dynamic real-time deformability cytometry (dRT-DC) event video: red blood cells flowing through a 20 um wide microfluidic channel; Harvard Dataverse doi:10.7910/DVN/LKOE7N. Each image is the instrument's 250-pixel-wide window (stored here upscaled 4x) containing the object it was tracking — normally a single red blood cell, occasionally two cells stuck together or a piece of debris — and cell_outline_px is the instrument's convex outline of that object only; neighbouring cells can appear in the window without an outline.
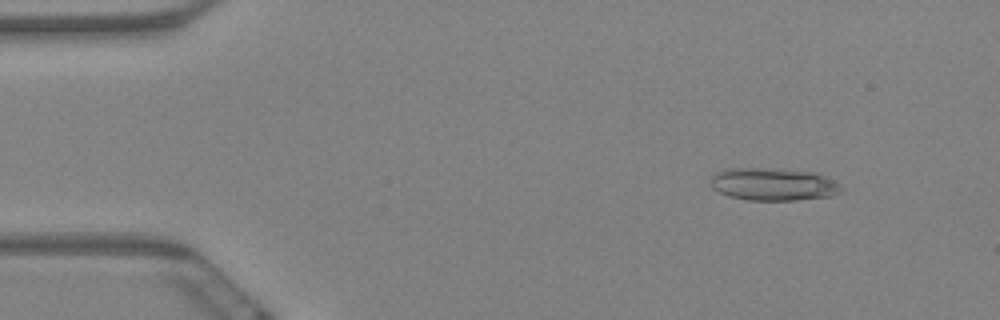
{"species": "Egyptian fruit bat (a non-hibernating species)", "species_latin": "Rousettus aegyptiacus", "temperature_condition": "warm", "stored_images_in_passage": 5, "camera_frame_rate_fps": 3000, "um_per_image_px": 0.085, "animal": {"sex": "female"}, "frame": {"image": 1, "passage_image": 2, "time_ms": 0.333, "image_size_px": [1000, 320], "cell_outline_px": [[844, 188], [840, 192], [832, 196], [796, 200], [748, 200], [728, 196], [712, 188], [712, 176], [716, 172], [728, 168], [768, 168], [820, 172]], "centroid_in_image_um": [65.76, 15.66], "position_along_channel_um": 19.2, "area_um2": 24.97}}